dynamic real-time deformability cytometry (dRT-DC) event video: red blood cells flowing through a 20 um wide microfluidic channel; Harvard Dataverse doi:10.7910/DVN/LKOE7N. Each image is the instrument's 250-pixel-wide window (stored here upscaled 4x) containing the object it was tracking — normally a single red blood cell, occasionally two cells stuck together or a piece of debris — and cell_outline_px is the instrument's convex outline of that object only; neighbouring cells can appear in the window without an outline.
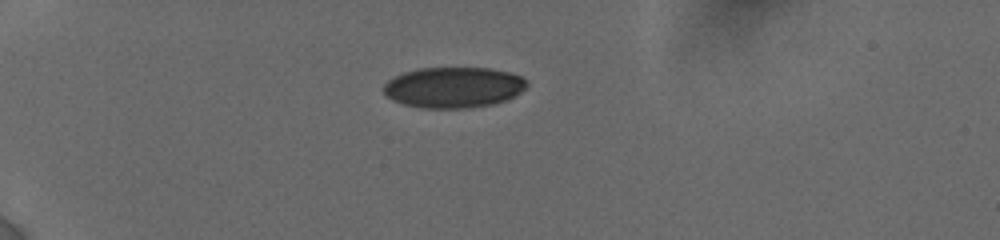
{"species": "human", "species_latin": "Homo sapiens", "temperature_condition": "cold", "stored_images_in_passage": 6, "camera_frame_rate_fps": 3000, "um_per_image_px": 0.085, "donor": {"sex": "female"}, "frame": {"image": 1, "passage_image": 1, "time_ms": 0.0, "image_size_px": [1000, 240], "cell_outline_px": [[528, 84], [520, 92], [508, 100], [492, 104], [468, 108], [424, 108], [404, 104], [392, 100], [384, 92], [384, 84], [388, 80], [404, 72], [420, 68], [488, 68], [508, 72], [520, 76]], "centroid_in_image_um": [38.55, 7.43], "position_along_channel_um": 46.5, "area_um2": 33.81}}
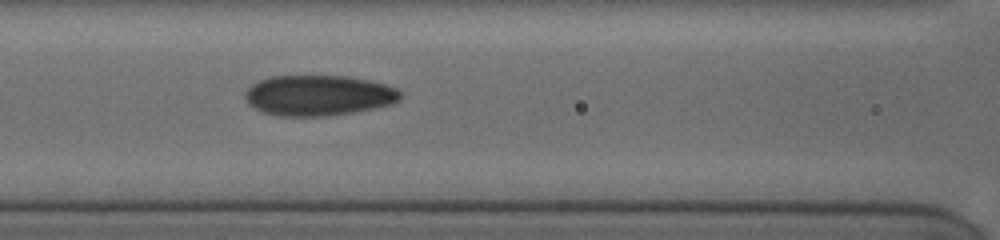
{"frame": {"image": 2, "passage_image": 5, "time_ms": 3.667, "image_size_px": [1000, 240], "cell_outline_px": [[400, 100], [392, 104], [352, 112], [324, 116], [280, 116], [264, 112], [248, 104], [244, 96], [244, 92], [252, 84], [260, 80], [272, 76], [348, 76], [368, 80], [384, 84], [396, 88], [400, 92]], "centroid_in_image_um": [27.05, 8.1], "position_along_channel_um": 139.5, "area_um2": 36.47}}
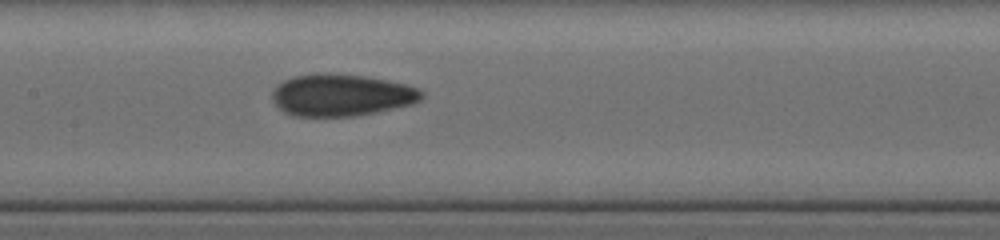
{"frame": {"image": 3, "passage_image": 6, "time_ms": 4.667, "image_size_px": [1000, 240], "cell_outline_px": [[424, 96], [420, 100], [412, 104], [376, 112], [352, 116], [292, 116], [284, 112], [272, 100], [272, 92], [276, 84], [284, 80], [296, 76], [320, 72], [328, 72], [364, 76], [388, 80], [408, 84], [420, 88], [424, 92]], "centroid_in_image_um": [29.03, 8.07], "position_along_channel_um": 178.4, "area_um2": 36.93}}